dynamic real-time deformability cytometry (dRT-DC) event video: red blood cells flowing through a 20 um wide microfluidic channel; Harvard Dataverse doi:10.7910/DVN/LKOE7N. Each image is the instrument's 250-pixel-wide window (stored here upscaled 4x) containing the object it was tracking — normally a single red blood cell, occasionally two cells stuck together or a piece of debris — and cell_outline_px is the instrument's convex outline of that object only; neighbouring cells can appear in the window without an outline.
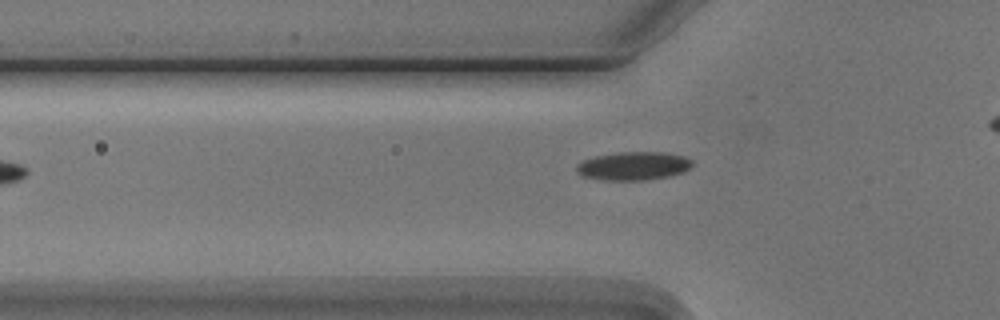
{"species": "Egyptian fruit bat (a non-hibernating species)", "species_latin": "Rousettus aegyptiacus", "temperature_condition": "cold", "stored_images_in_passage": 8, "segment_of_instrument_passage": [2, 2], "camera_frame_rate_fps": 3000, "um_per_image_px": 0.085, "animal": {"sex": "male"}, "frame": {"image": 1, "passage_image": 8, "time_ms": 9.0, "image_size_px": [1000, 320], "cell_outline_px": [[692, 164], [688, 168], [680, 172], [668, 176], [644, 180], [604, 180], [584, 176], [576, 172], [576, 164], [584, 160], [596, 156], [616, 152], [664, 152], [684, 156], [692, 160]], "centroid_in_image_um": [53.81, 14.09], "position_along_channel_um": 72.0, "area_um2": 18.96}}